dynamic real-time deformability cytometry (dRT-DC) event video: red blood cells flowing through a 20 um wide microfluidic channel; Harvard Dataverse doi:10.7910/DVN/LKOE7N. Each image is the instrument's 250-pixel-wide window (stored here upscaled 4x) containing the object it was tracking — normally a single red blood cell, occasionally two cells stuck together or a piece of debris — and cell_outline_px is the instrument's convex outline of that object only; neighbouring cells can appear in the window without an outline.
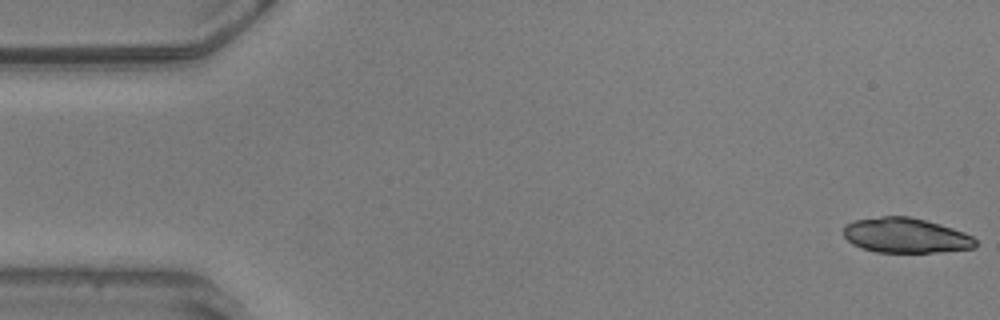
{"species": "common noctule bat (a hibernating species)", "species_latin": "Nyctalus noctula", "temperature_condition": "warm", "stored_images_in_passage": 55, "camera_frame_rate_fps": 3000, "um_per_image_px": 0.085, "animal": {"sex": "male", "body_mass_g": 20.5, "forearm_length_mm": 52.5}, "frame": {"image": 1, "passage_image": 1, "time_ms": 0.0, "image_size_px": [1000, 320], "cell_outline_px": [[976, 244], [972, 248], [940, 252], [876, 252], [860, 248], [852, 244], [844, 236], [844, 224], [852, 220], [880, 216], [908, 216], [940, 224], [964, 232], [972, 236], [976, 240]], "centroid_in_image_um": [76.94, 20.01], "position_along_channel_um": 8.1, "area_um2": 26.99}}